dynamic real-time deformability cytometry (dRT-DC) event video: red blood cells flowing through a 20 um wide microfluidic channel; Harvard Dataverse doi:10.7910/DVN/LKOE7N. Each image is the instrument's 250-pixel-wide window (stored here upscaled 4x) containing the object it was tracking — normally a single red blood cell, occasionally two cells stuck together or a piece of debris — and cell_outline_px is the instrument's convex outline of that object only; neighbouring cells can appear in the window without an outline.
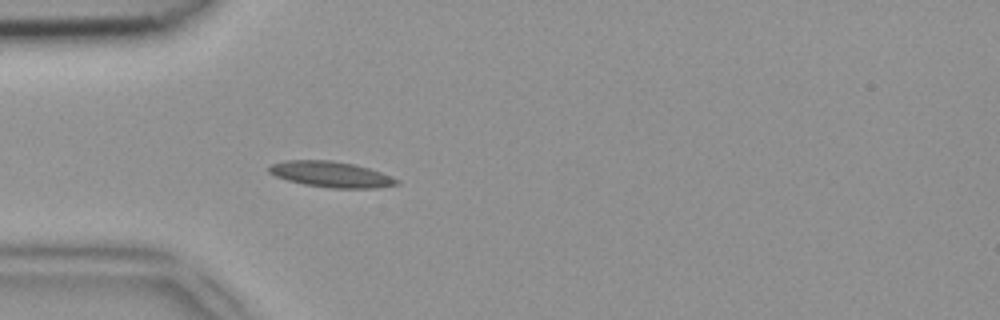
{"species": "common noctule bat (a hibernating species)", "species_latin": "Nyctalus noctula", "temperature_condition": "room temperature", "stored_images_in_passage": 28, "camera_frame_rate_fps": 3000, "um_per_image_px": 0.085, "animal": {"sex": "female", "body_mass_g": 18.4}, "frame": {"image": 1, "passage_image": 2, "time_ms": 0.333, "image_size_px": [1000, 320], "cell_outline_px": [[400, 184], [376, 188], [328, 188], [304, 184], [288, 180], [276, 176], [268, 172], [268, 168], [272, 164], [288, 160], [332, 160], [352, 164], [368, 168], [392, 176], [400, 180]], "centroid_in_image_um": [28.17, 14.82], "position_along_channel_um": 56.8, "area_um2": 19.13}}
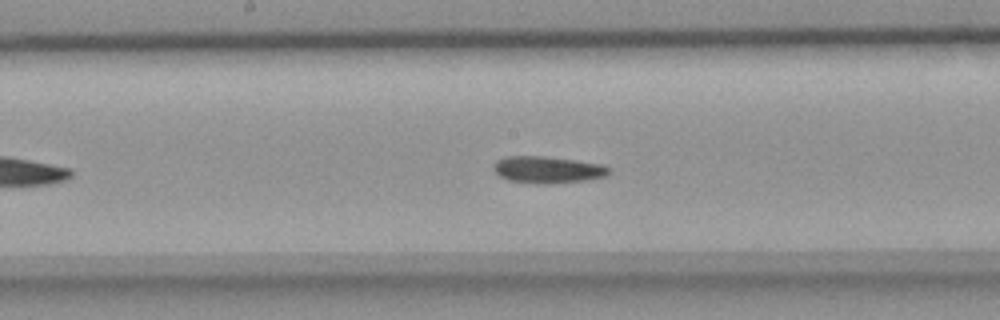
{"frame": {"image": 2, "passage_image": 13, "time_ms": 4.0, "image_size_px": [1000, 320], "cell_outline_px": [[612, 168], [604, 176], [584, 180], [552, 184], [536, 184], [508, 180], [500, 176], [492, 168], [492, 164], [496, 160], [508, 156], [544, 156], [600, 164]], "centroid_in_image_um": [46.49, 14.43], "position_along_channel_um": 201.7, "area_um2": 17.98}}
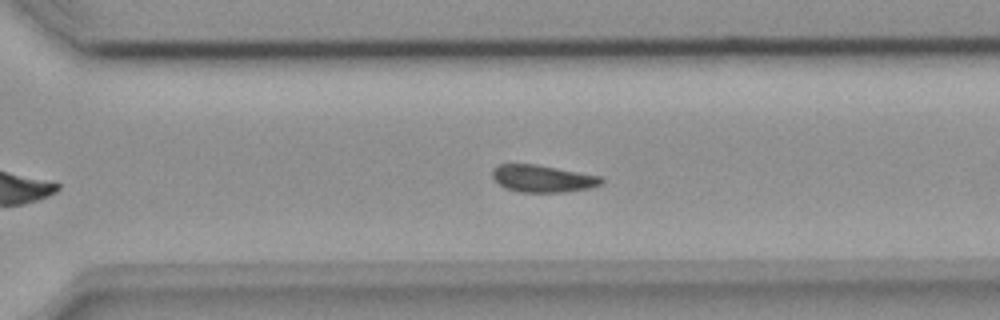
{"frame": {"image": 3, "passage_image": 22, "time_ms": 7.0, "image_size_px": [1000, 320], "cell_outline_px": [[604, 180], [600, 184], [592, 188], [564, 192], [520, 192], [504, 188], [492, 176], [492, 172], [500, 164], [536, 164], [600, 176]], "centroid_in_image_um": [46.14, 15.19], "position_along_channel_um": 324.5, "area_um2": 17.11}}